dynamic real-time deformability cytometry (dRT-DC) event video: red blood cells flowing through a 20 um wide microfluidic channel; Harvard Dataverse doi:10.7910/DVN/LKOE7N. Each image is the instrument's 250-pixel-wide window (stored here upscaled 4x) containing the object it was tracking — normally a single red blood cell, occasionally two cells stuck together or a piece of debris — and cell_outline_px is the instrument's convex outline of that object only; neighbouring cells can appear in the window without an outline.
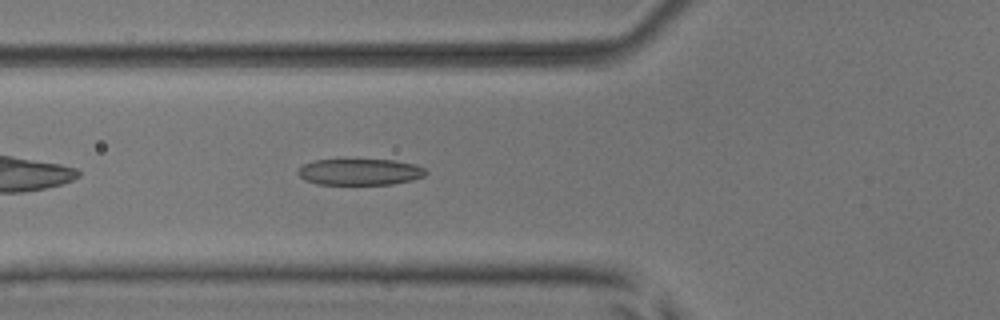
{"species": "common noctule bat (a hibernating species)", "species_latin": "Nyctalus noctula", "temperature_condition": "room temperature", "stored_images_in_passage": 6, "camera_frame_rate_fps": 3000, "um_per_image_px": 0.085, "animal": {"sex": "male", "body_mass_g": 17.9, "forearm_length_mm": 54.2}, "frame": {"image": 1, "passage_image": 6, "time_ms": 5.667, "image_size_px": [1000, 320], "cell_outline_px": [[428, 172], [424, 176], [412, 180], [392, 184], [316, 184], [304, 180], [296, 172], [304, 164], [312, 160], [396, 160], [416, 164], [424, 168]], "centroid_in_image_um": [30.6, 14.61], "position_along_channel_um": 95.2, "area_um2": 19.65}}